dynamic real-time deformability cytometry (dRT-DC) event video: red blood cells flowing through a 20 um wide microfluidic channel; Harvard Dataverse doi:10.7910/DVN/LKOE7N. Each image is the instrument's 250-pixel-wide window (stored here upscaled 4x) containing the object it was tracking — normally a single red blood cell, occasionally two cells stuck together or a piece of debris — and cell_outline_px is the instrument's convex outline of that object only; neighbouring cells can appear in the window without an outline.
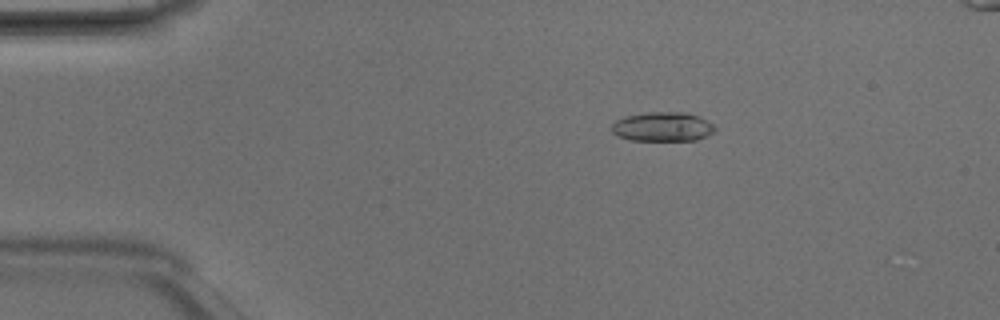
{"species": "Egyptian fruit bat (a non-hibernating species)", "species_latin": "Rousettus aegyptiacus", "temperature_condition": "room temperature", "stored_images_in_passage": 5, "camera_frame_rate_fps": 3000, "um_per_image_px": 0.085, "animal": {"sex": "male"}, "frame": {"image": 1, "passage_image": 3, "time_ms": 0.667, "image_size_px": [1000, 320], "cell_outline_px": [[716, 128], [712, 132], [696, 140], [632, 140], [620, 136], [612, 132], [612, 124], [616, 120], [624, 116], [648, 112], [688, 112], [700, 116], [708, 120]], "centroid_in_image_um": [56.33, 10.75], "position_along_channel_um": 28.7, "area_um2": 17.57}}